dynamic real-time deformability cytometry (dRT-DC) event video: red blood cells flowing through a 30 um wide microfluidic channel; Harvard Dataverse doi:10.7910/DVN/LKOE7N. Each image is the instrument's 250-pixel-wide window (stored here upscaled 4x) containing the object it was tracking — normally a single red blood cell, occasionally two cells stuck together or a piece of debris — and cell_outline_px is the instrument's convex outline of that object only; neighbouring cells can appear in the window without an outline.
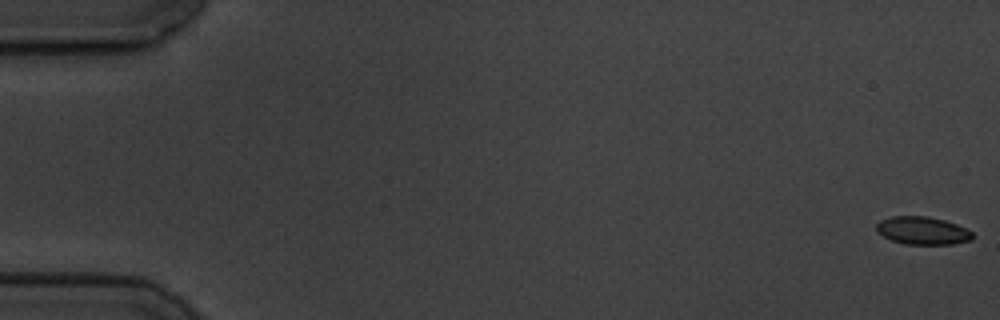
{"species": "common noctule bat (a hibernating species)", "species_latin": "Nyctalus noctula", "temperature_condition": "cold", "stored_images_in_passage": 6, "camera_frame_rate_fps": 3000, "um_per_image_px": 0.085, "animal": {"sex": "male", "body_mass_g": 19.5, "forearm_length_mm": 54.6}, "frame": {"image": 1, "passage_image": 1, "time_ms": 0.0, "image_size_px": [1000, 320], "cell_outline_px": [[972, 240], [952, 244], [904, 244], [892, 240], [876, 232], [876, 224], [880, 220], [892, 216], [928, 216], [944, 220], [956, 224], [972, 232]], "centroid_in_image_um": [78.39, 19.6], "position_along_channel_um": 6.6, "area_um2": 15.55}}
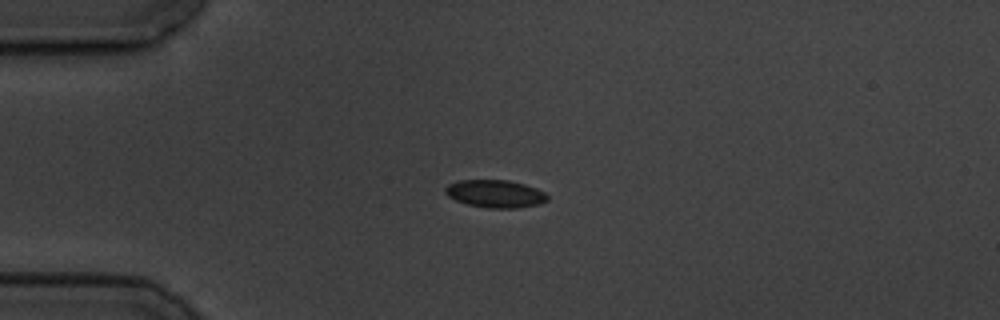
{"frame": {"image": 2, "passage_image": 5, "time_ms": 4.667, "image_size_px": [1000, 320], "cell_outline_px": [[548, 200], [540, 204], [516, 208], [488, 208], [468, 204], [456, 200], [448, 196], [444, 192], [444, 188], [448, 184], [460, 180], [508, 180], [524, 184], [536, 188], [544, 192], [548, 196]], "centroid_in_image_um": [42.1, 16.47], "position_along_channel_um": 42.9, "area_um2": 16.47}}